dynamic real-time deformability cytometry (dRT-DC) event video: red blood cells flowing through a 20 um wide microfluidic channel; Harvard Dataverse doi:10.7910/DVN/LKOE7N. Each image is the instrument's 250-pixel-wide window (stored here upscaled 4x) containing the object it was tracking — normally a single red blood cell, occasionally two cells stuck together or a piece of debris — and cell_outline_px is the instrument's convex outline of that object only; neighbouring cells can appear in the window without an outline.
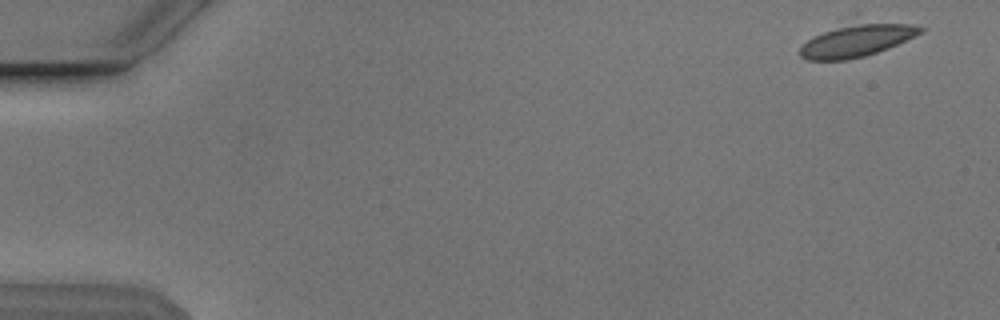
{"species": "Egyptian fruit bat (a non-hibernating species)", "species_latin": "Rousettus aegyptiacus", "temperature_condition": "cold", "stored_images_in_passage": 14, "camera_frame_rate_fps": 3000, "um_per_image_px": 0.085, "animal": {"sex": "male"}, "frame": {"image": 1, "passage_image": 1, "time_ms": 0.0, "image_size_px": [1000, 320], "cell_outline_px": [[924, 32], [888, 48], [864, 56], [848, 60], [808, 60], [800, 56], [800, 48], [812, 36], [856, 12], [908, 24], [924, 28]], "centroid_in_image_um": [72.85, 3.23], "position_along_channel_um": 12.1, "area_um2": 25.78}}
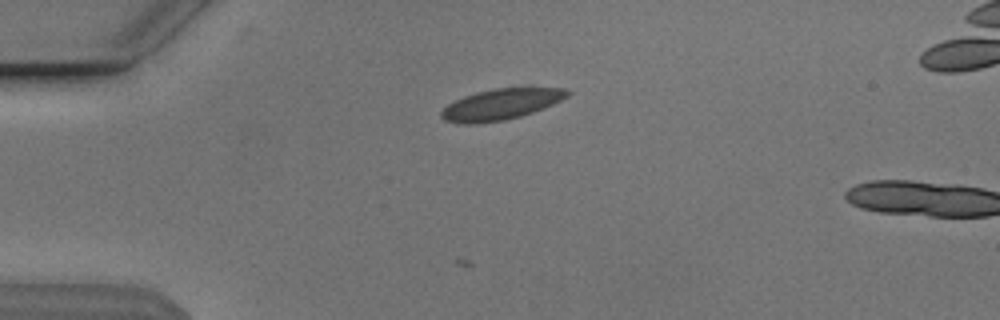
{"frame": {"image": 2, "passage_image": 12, "time_ms": 3.667, "image_size_px": [1000, 320], "cell_outline_px": [[572, 92], [568, 96], [552, 104], [532, 112], [520, 116], [504, 120], [476, 124], [460, 124], [444, 120], [440, 116], [440, 112], [448, 104], [464, 96], [476, 92], [496, 88], [524, 84], [528, 84], [564, 88]], "centroid_in_image_um": [42.65, 8.81], "position_along_channel_um": 42.4, "area_um2": 23.58}}